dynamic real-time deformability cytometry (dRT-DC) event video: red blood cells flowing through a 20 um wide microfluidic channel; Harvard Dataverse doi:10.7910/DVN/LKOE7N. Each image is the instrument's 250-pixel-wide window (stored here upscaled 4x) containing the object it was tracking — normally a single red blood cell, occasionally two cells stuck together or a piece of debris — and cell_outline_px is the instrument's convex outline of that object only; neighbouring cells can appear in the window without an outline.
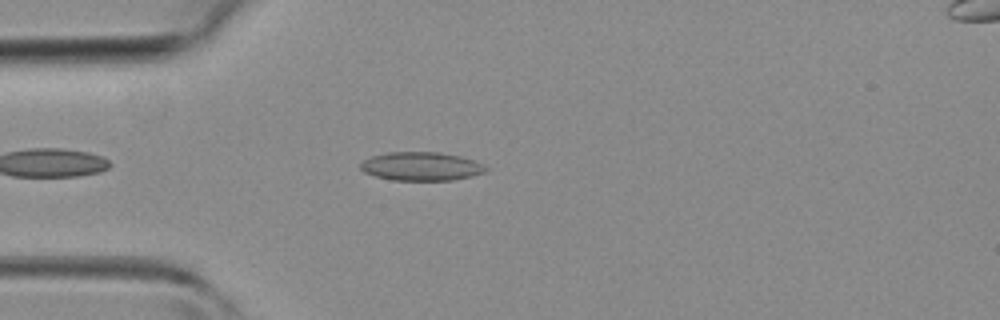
{"species": "common noctule bat (a hibernating species)", "species_latin": "Nyctalus noctula", "temperature_condition": "room temperature", "stored_images_in_passage": 36, "camera_frame_rate_fps": 3000, "um_per_image_px": 0.085, "animal": {"sex": "female", "body_mass_g": 19.3, "forearm_length_mm": 54.1}, "frame": {"image": 1, "passage_image": 4, "time_ms": 1.0, "image_size_px": [1000, 320], "cell_outline_px": [[488, 168], [484, 172], [472, 176], [452, 180], [392, 180], [376, 176], [364, 172], [360, 168], [360, 164], [364, 160], [372, 156], [388, 152], [440, 152], [460, 156], [476, 160], [484, 164]], "centroid_in_image_um": [35.83, 14.13], "position_along_channel_um": 49.2, "area_um2": 20.92}}
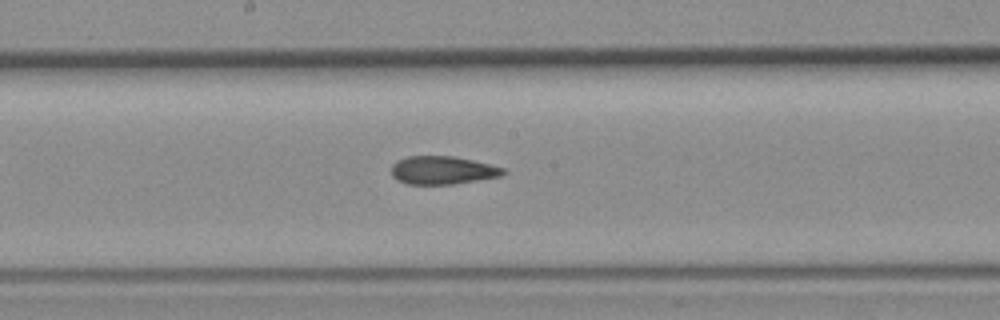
{"frame": {"image": 2, "passage_image": 15, "time_ms": 4.667, "image_size_px": [1000, 320], "cell_outline_px": [[508, 172], [504, 176], [456, 184], [408, 184], [396, 180], [392, 176], [392, 164], [396, 160], [408, 156], [452, 156], [472, 160], [504, 168]], "centroid_in_image_um": [37.63, 14.48], "position_along_channel_um": 210.6, "area_um2": 18.55}}
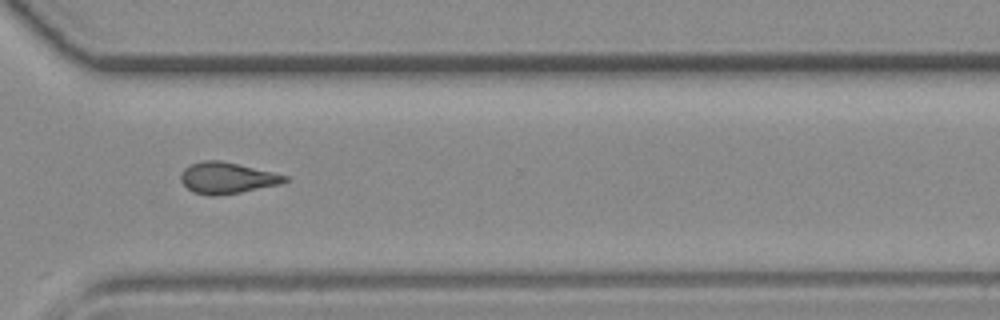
{"frame": {"image": 3, "passage_image": 24, "time_ms": 7.667, "image_size_px": [1000, 320], "cell_outline_px": [[288, 180], [284, 184], [240, 192], [216, 196], [208, 196], [192, 192], [180, 180], [180, 176], [184, 168], [192, 164], [204, 160], [220, 160], [272, 172], [288, 176]], "centroid_in_image_um": [19.3, 15.14], "position_along_channel_um": 351.3, "area_um2": 18.96}}